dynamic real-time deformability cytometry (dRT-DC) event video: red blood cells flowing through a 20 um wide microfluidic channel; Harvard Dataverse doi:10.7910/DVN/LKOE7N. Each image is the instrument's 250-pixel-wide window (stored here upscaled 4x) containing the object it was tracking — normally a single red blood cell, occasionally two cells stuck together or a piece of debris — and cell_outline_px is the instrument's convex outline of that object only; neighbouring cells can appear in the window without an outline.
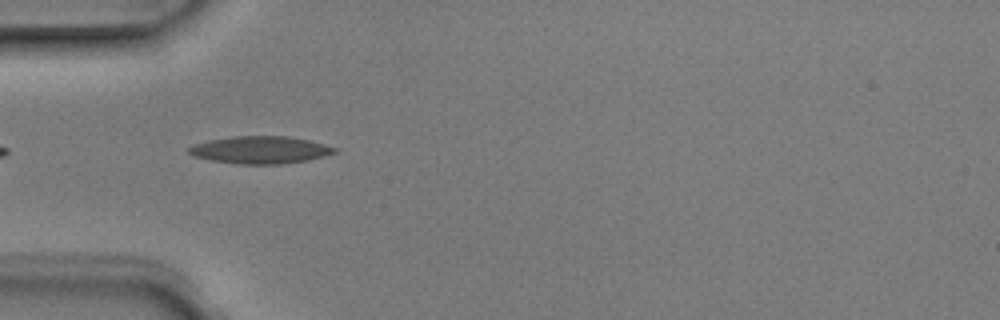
{"species": "Egyptian fruit bat (a non-hibernating species)", "species_latin": "Rousettus aegyptiacus", "temperature_condition": "room temperature", "stored_images_in_passage": 5, "camera_frame_rate_fps": 3000, "um_per_image_px": 0.085, "animal": {"sex": "male"}, "frame": {"image": 1, "passage_image": 5, "time_ms": 1.333, "image_size_px": [1000, 320], "cell_outline_px": [[340, 148], [336, 152], [324, 156], [308, 160], [280, 164], [236, 164], [212, 160], [192, 156], [184, 148], [192, 144], [208, 140], [232, 136], [288, 136], [308, 140]], "centroid_in_image_um": [22.08, 12.74], "position_along_channel_um": 62.9, "area_um2": 23.52}}